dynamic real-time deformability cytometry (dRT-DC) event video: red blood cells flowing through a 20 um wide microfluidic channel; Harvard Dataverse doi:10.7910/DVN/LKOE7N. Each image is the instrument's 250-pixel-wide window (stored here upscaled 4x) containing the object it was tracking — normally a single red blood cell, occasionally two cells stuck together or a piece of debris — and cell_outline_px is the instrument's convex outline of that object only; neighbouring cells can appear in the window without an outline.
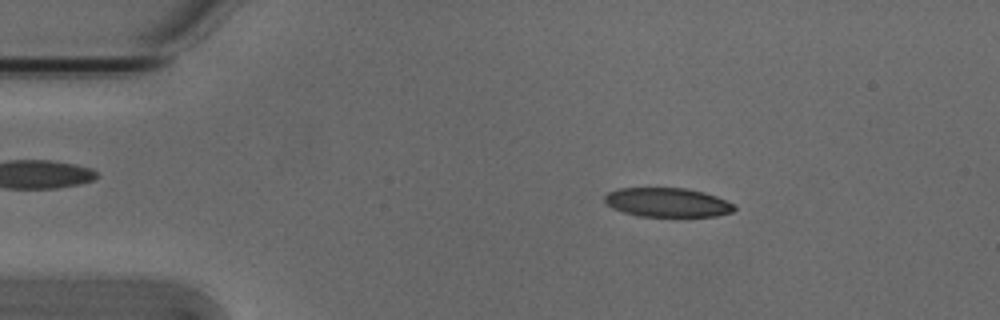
{"species": "Egyptian fruit bat (a non-hibernating species)", "species_latin": "Rousettus aegyptiacus", "temperature_condition": "cold", "stored_images_in_passage": 4, "camera_frame_rate_fps": 3000, "um_per_image_px": 0.085, "animal": {"sex": "male"}, "frame": {"image": 1, "passage_image": 1, "time_ms": 0.0, "image_size_px": [1000, 320], "cell_outline_px": [[736, 208], [732, 212], [716, 216], [640, 216], [624, 212], [612, 208], [604, 204], [604, 196], [608, 192], [616, 188], [684, 188], [704, 192], [716, 196], [732, 204]], "centroid_in_image_um": [56.67, 17.2], "position_along_channel_um": 28.3, "area_um2": 21.96}}
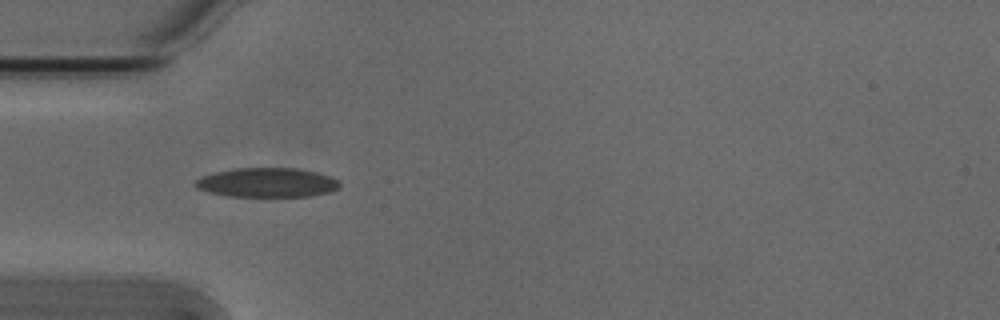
{"frame": {"image": 2, "passage_image": 3, "time_ms": 0.667, "image_size_px": [1000, 320], "cell_outline_px": [[340, 188], [332, 192], [312, 196], [228, 196], [208, 192], [196, 188], [192, 184], [200, 176], [216, 172], [236, 168], [296, 168], [316, 172], [328, 176], [336, 180], [340, 184]], "centroid_in_image_um": [22.68, 15.52], "position_along_channel_um": 62.3, "area_um2": 24.74}}
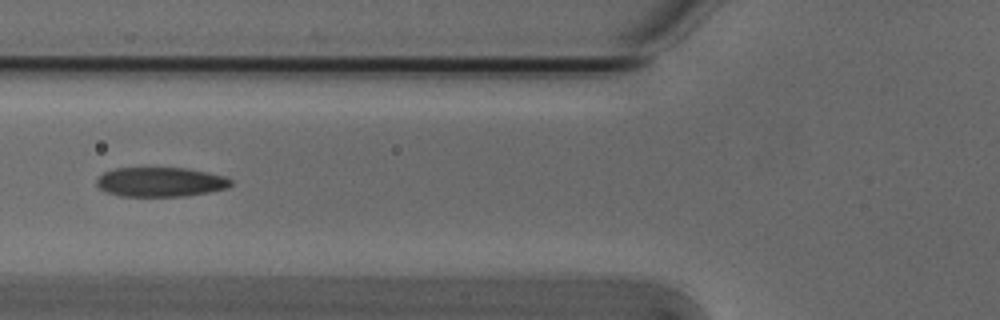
{"frame": {"image": 3, "passage_image": 4, "time_ms": 1.0, "image_size_px": [1000, 320], "cell_outline_px": [[232, 184], [228, 188], [208, 192], [184, 196], [120, 196], [108, 192], [100, 188], [96, 184], [96, 180], [104, 172], [112, 168], [188, 168], [208, 172], [224, 176], [232, 180]], "centroid_in_image_um": [13.65, 15.46], "position_along_channel_um": 112.1, "area_um2": 23.06}}